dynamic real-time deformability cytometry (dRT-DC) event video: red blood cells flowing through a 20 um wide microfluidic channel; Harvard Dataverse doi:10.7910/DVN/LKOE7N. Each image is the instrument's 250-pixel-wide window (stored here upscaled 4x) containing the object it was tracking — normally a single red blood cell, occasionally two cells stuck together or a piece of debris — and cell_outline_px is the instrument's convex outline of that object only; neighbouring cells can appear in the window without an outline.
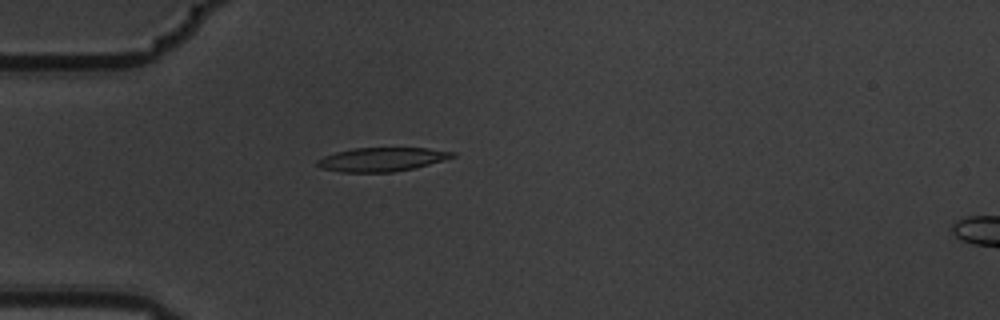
{"species": "common noctule bat (a hibernating species)", "species_latin": "Nyctalus noctula", "temperature_condition": "warm", "stored_images_in_passage": 6, "camera_frame_rate_fps": 3000, "um_per_image_px": 0.085, "animal": {"sex": "male", "body_mass_g": 19.5, "forearm_length_mm": 54.6}, "frame": {"image": 1, "passage_image": 5, "time_ms": 1.333, "image_size_px": [1000, 320], "cell_outline_px": [[456, 156], [444, 160], [416, 168], [392, 172], [340, 172], [320, 168], [316, 164], [316, 160], [324, 156], [336, 152], [352, 148], [428, 148], [456, 152]], "centroid_in_image_um": [32.46, 13.55], "position_along_channel_um": 52.5, "area_um2": 18.9}}